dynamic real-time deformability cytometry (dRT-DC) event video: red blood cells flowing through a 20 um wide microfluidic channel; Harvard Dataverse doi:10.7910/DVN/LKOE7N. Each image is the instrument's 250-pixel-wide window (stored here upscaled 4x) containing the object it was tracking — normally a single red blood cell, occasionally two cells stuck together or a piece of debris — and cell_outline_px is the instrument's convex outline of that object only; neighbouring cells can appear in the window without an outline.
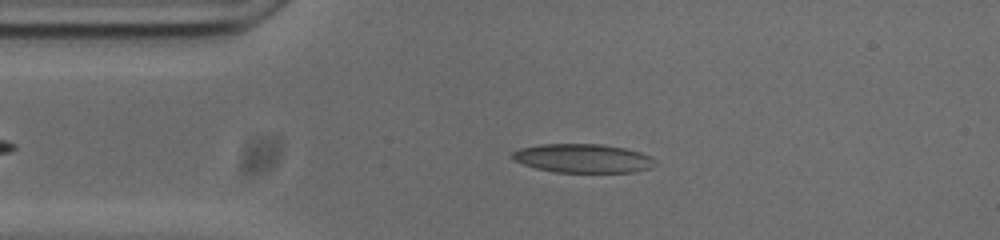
{"species": "common noctule bat (a hibernating species)", "species_latin": "Nyctalus noctula", "temperature_condition": "cold", "stored_images_in_passage": 48, "camera_frame_rate_fps": 3000, "um_per_image_px": 0.085, "animal": {"sex": "male", "body_mass_g": 20.0, "forearm_length_mm": 53.3}, "frame": {"image": 1, "passage_image": 5, "time_ms": 1.333, "image_size_px": [1000, 240], "cell_outline_px": [[656, 160], [648, 168], [636, 172], [552, 172], [536, 168], [512, 160], [512, 152], [520, 148], [540, 144], [604, 144], [624, 148], [640, 152]], "centroid_in_image_um": [49.5, 13.45], "position_along_channel_um": 35.5, "area_um2": 23.87}}
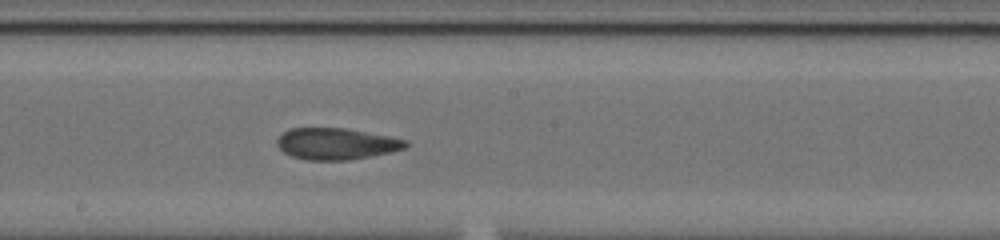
{"frame": {"image": 2, "passage_image": 22, "time_ms": 7.0, "image_size_px": [1000, 240], "cell_outline_px": [[408, 148], [392, 152], [348, 160], [304, 160], [292, 156], [284, 152], [276, 144], [276, 140], [288, 128], [348, 128], [408, 140]], "centroid_in_image_um": [28.61, 12.22], "position_along_channel_um": 219.6, "area_um2": 23.76}}
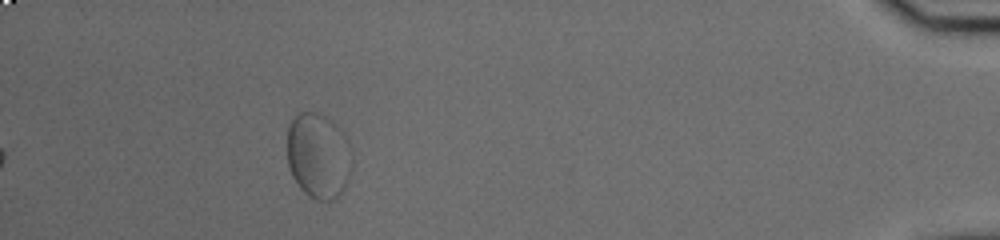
{"frame": {"image": 3, "passage_image": 43, "time_ms": 14.0, "image_size_px": [1000, 240], "cell_outline_px": [[352, 168], [344, 192], [336, 200], [316, 200], [308, 196], [300, 188], [292, 176], [288, 168], [288, 124], [300, 112], [316, 112], [332, 120], [340, 128], [352, 156]], "centroid_in_image_um": [27.07, 13.28], "position_along_channel_um": 408.1, "area_um2": 32.6}, "authors_computed_cell_mechanics": {"area_um2": 24.0159, "velocity_mm_per_s": 3.6755, "shape_relaxation_time_tau1_ms": null, "shape_relaxation_time_tau2_ms": 2.0686, "deformation_change_tau1": null, "deformation_change_tau2": 0.0789}}